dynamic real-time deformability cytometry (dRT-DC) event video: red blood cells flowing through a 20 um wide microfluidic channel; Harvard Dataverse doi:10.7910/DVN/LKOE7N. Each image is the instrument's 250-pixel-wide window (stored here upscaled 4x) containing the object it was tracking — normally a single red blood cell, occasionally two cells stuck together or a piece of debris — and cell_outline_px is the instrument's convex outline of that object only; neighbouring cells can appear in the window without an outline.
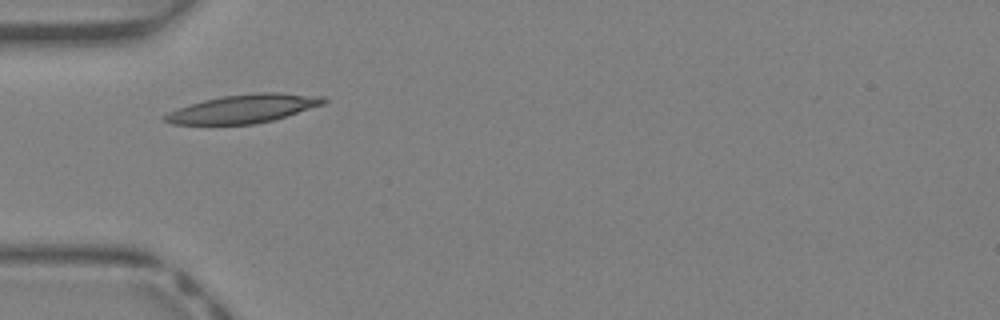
{"species": "Egyptian fruit bat (a non-hibernating species)", "species_latin": "Rousettus aegyptiacus", "temperature_condition": "warm", "stored_images_in_passage": 26, "camera_frame_rate_fps": 3000, "um_per_image_px": 0.085, "animal": {"sex": "female"}, "frame": {"image": 1, "passage_image": 1, "time_ms": 0.0, "image_size_px": [1000, 320], "cell_outline_px": [[328, 100], [324, 104], [272, 120], [252, 124], [172, 124], [164, 120], [160, 116], [168, 112], [204, 100], [224, 96], [256, 92], [280, 92], [324, 96]], "centroid_in_image_um": [20.72, 9.23], "position_along_channel_um": 64.3, "area_um2": 26.07}}
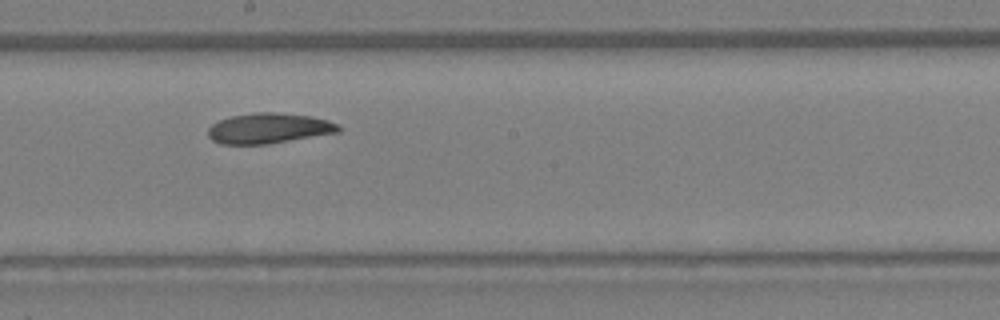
{"frame": {"image": 2, "passage_image": 11, "time_ms": 3.333, "image_size_px": [1000, 320], "cell_outline_px": [[340, 132], [268, 144], [220, 144], [212, 140], [208, 136], [208, 128], [212, 124], [220, 120], [232, 116], [256, 112], [276, 112], [312, 116], [328, 120], [340, 124]], "centroid_in_image_um": [22.87, 10.9], "position_along_channel_um": 225.3, "area_um2": 23.18}}
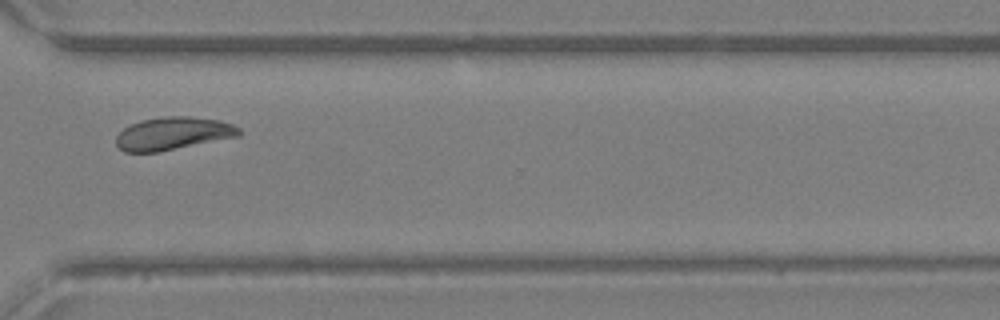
{"frame": {"image": 3, "passage_image": 19, "time_ms": 6.0, "image_size_px": [1000, 320], "cell_outline_px": [[240, 136], [160, 152], [124, 152], [116, 144], [116, 136], [124, 128], [140, 120], [164, 116], [188, 116], [220, 120], [232, 124], [240, 128]], "centroid_in_image_um": [14.72, 11.35], "position_along_channel_um": 355.9, "area_um2": 23.64}, "authors_computed_cell_mechanics": {"area_um2": 23.5246, "velocity_mm_per_s": 4.889, "shape_relaxation_time_tau1_ms": 7.087, "shape_relaxation_time_tau2_ms": 4.7558, "deformation_change_tau1": 0.1997, "deformation_change_tau2": 0.0953}}